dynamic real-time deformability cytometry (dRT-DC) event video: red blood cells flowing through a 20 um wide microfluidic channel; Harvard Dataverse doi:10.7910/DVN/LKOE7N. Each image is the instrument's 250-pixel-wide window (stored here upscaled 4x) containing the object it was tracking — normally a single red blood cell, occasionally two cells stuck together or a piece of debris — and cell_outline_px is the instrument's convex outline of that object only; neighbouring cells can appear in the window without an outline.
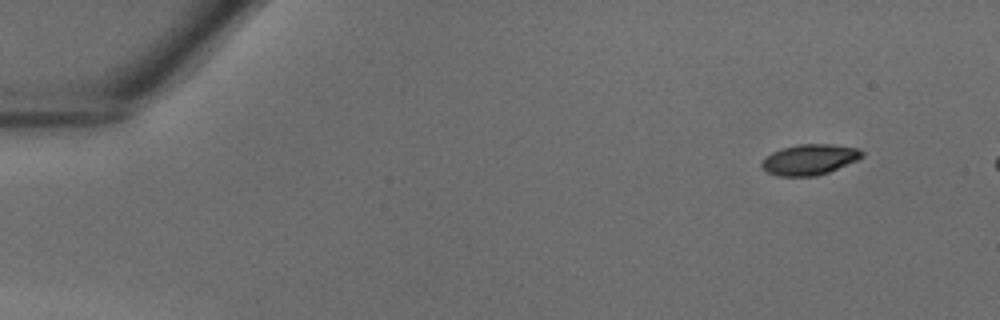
{"species": "common noctule bat (a hibernating species)", "species_latin": "Nyctalus noctula", "temperature_condition": "warm", "stored_images_in_passage": 37, "camera_frame_rate_fps": 3000, "um_per_image_px": 0.085, "animal": {"sex": "male", "body_mass_g": 18.8}, "frame": {"image": 1, "passage_image": 1, "time_ms": 0.0, "image_size_px": [1000, 320], "cell_outline_px": [[864, 156], [856, 160], [828, 172], [816, 176], [780, 176], [768, 172], [760, 164], [772, 152], [796, 144], [832, 144], [860, 148], [864, 152]], "centroid_in_image_um": [68.85, 13.55], "position_along_channel_um": 16.1, "area_um2": 17.69}}
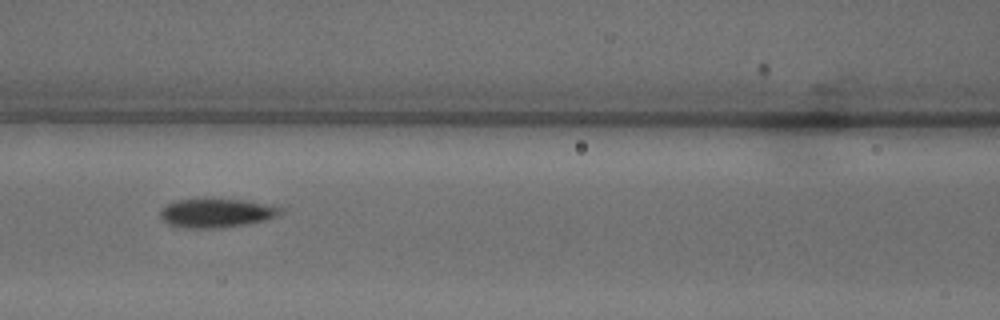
{"frame": {"image": 2, "passage_image": 16, "time_ms": 5.0, "image_size_px": [1000, 320], "cell_outline_px": [[284, 212], [264, 220], [244, 224], [220, 228], [188, 228], [168, 224], [160, 216], [160, 212], [168, 204], [176, 200], [204, 196], [244, 200], [272, 204], [284, 208]], "centroid_in_image_um": [18.42, 18.05], "position_along_channel_um": 148.2, "area_um2": 20.87}}
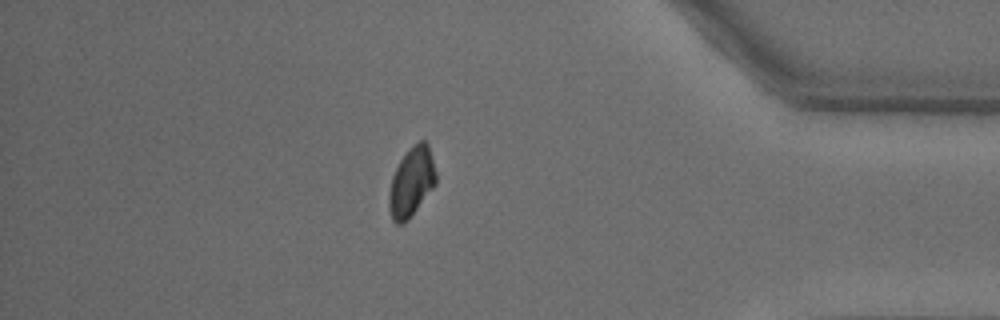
{"frame": {"image": 3, "passage_image": 33, "time_ms": 10.667, "image_size_px": [1000, 320], "cell_outline_px": [[436, 184], [408, 220], [404, 224], [396, 224], [392, 220], [388, 208], [388, 196], [392, 176], [400, 160], [420, 140], [424, 140], [428, 144], [436, 172]], "centroid_in_image_um": [34.96, 15.53], "position_along_channel_um": 400.2, "area_um2": 18.79}}